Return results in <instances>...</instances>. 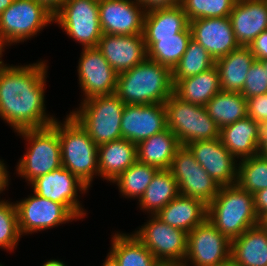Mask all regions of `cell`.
<instances>
[{"mask_svg":"<svg viewBox=\"0 0 267 266\" xmlns=\"http://www.w3.org/2000/svg\"><path fill=\"white\" fill-rule=\"evenodd\" d=\"M46 60L29 65L4 63L0 68V118L14 132L45 128L57 119L46 113Z\"/></svg>","mask_w":267,"mask_h":266,"instance_id":"6da1fadb","label":"cell"},{"mask_svg":"<svg viewBox=\"0 0 267 266\" xmlns=\"http://www.w3.org/2000/svg\"><path fill=\"white\" fill-rule=\"evenodd\" d=\"M172 70L146 59L118 74L115 94L132 105L164 104L173 94Z\"/></svg>","mask_w":267,"mask_h":266,"instance_id":"7a4b0ae2","label":"cell"},{"mask_svg":"<svg viewBox=\"0 0 267 266\" xmlns=\"http://www.w3.org/2000/svg\"><path fill=\"white\" fill-rule=\"evenodd\" d=\"M207 220L230 240L260 224L254 195L237 184L220 186L217 196L208 204Z\"/></svg>","mask_w":267,"mask_h":266,"instance_id":"3957f363","label":"cell"},{"mask_svg":"<svg viewBox=\"0 0 267 266\" xmlns=\"http://www.w3.org/2000/svg\"><path fill=\"white\" fill-rule=\"evenodd\" d=\"M52 125L58 130L62 166L91 188L99 176L98 146L70 113Z\"/></svg>","mask_w":267,"mask_h":266,"instance_id":"277c9868","label":"cell"},{"mask_svg":"<svg viewBox=\"0 0 267 266\" xmlns=\"http://www.w3.org/2000/svg\"><path fill=\"white\" fill-rule=\"evenodd\" d=\"M78 105L69 113L97 146L122 138L121 121L126 104L115 93L93 96Z\"/></svg>","mask_w":267,"mask_h":266,"instance_id":"5b68a950","label":"cell"},{"mask_svg":"<svg viewBox=\"0 0 267 266\" xmlns=\"http://www.w3.org/2000/svg\"><path fill=\"white\" fill-rule=\"evenodd\" d=\"M16 133L26 141L27 148L15 171L28 184L62 166L58 130L53 125Z\"/></svg>","mask_w":267,"mask_h":266,"instance_id":"8992f818","label":"cell"},{"mask_svg":"<svg viewBox=\"0 0 267 266\" xmlns=\"http://www.w3.org/2000/svg\"><path fill=\"white\" fill-rule=\"evenodd\" d=\"M54 15L35 0H13L0 14V45L9 47L37 37Z\"/></svg>","mask_w":267,"mask_h":266,"instance_id":"52a82bcc","label":"cell"},{"mask_svg":"<svg viewBox=\"0 0 267 266\" xmlns=\"http://www.w3.org/2000/svg\"><path fill=\"white\" fill-rule=\"evenodd\" d=\"M167 126L181 145L219 138L220 129L209 116L206 106L179 99L174 93L164 103Z\"/></svg>","mask_w":267,"mask_h":266,"instance_id":"ba28073f","label":"cell"},{"mask_svg":"<svg viewBox=\"0 0 267 266\" xmlns=\"http://www.w3.org/2000/svg\"><path fill=\"white\" fill-rule=\"evenodd\" d=\"M82 48L97 47L102 37L99 0H67L54 14V22Z\"/></svg>","mask_w":267,"mask_h":266,"instance_id":"9c48e42d","label":"cell"},{"mask_svg":"<svg viewBox=\"0 0 267 266\" xmlns=\"http://www.w3.org/2000/svg\"><path fill=\"white\" fill-rule=\"evenodd\" d=\"M147 218L149 220L132 233L161 264H183L188 233L169 226L156 215Z\"/></svg>","mask_w":267,"mask_h":266,"instance_id":"30bf717a","label":"cell"},{"mask_svg":"<svg viewBox=\"0 0 267 266\" xmlns=\"http://www.w3.org/2000/svg\"><path fill=\"white\" fill-rule=\"evenodd\" d=\"M230 256L231 240L208 220L188 233L184 266H230Z\"/></svg>","mask_w":267,"mask_h":266,"instance_id":"8fae6325","label":"cell"},{"mask_svg":"<svg viewBox=\"0 0 267 266\" xmlns=\"http://www.w3.org/2000/svg\"><path fill=\"white\" fill-rule=\"evenodd\" d=\"M29 185L35 194L62 204L77 220L87 216L78 192L84 195L90 188L63 166L37 177Z\"/></svg>","mask_w":267,"mask_h":266,"instance_id":"7c38bea8","label":"cell"},{"mask_svg":"<svg viewBox=\"0 0 267 266\" xmlns=\"http://www.w3.org/2000/svg\"><path fill=\"white\" fill-rule=\"evenodd\" d=\"M15 205L21 236L46 231L60 224L77 220L62 204L41 197L34 192L15 201Z\"/></svg>","mask_w":267,"mask_h":266,"instance_id":"4fadbf2b","label":"cell"},{"mask_svg":"<svg viewBox=\"0 0 267 266\" xmlns=\"http://www.w3.org/2000/svg\"><path fill=\"white\" fill-rule=\"evenodd\" d=\"M176 179L179 193L199 199L208 205L218 194L220 186L195 160L186 146H181L169 169Z\"/></svg>","mask_w":267,"mask_h":266,"instance_id":"5bb4252c","label":"cell"},{"mask_svg":"<svg viewBox=\"0 0 267 266\" xmlns=\"http://www.w3.org/2000/svg\"><path fill=\"white\" fill-rule=\"evenodd\" d=\"M77 68L78 84L83 93L81 101L116 92L118 73L97 47L82 48Z\"/></svg>","mask_w":267,"mask_h":266,"instance_id":"9a60e30c","label":"cell"},{"mask_svg":"<svg viewBox=\"0 0 267 266\" xmlns=\"http://www.w3.org/2000/svg\"><path fill=\"white\" fill-rule=\"evenodd\" d=\"M185 146L219 186L237 183L239 160L221 143L220 138L195 141Z\"/></svg>","mask_w":267,"mask_h":266,"instance_id":"2e32d148","label":"cell"},{"mask_svg":"<svg viewBox=\"0 0 267 266\" xmlns=\"http://www.w3.org/2000/svg\"><path fill=\"white\" fill-rule=\"evenodd\" d=\"M164 104H126L122 114L121 135L135 144L167 129Z\"/></svg>","mask_w":267,"mask_h":266,"instance_id":"e0dca14e","label":"cell"},{"mask_svg":"<svg viewBox=\"0 0 267 266\" xmlns=\"http://www.w3.org/2000/svg\"><path fill=\"white\" fill-rule=\"evenodd\" d=\"M145 10L135 0H99L103 34H143Z\"/></svg>","mask_w":267,"mask_h":266,"instance_id":"ac0fdd59","label":"cell"},{"mask_svg":"<svg viewBox=\"0 0 267 266\" xmlns=\"http://www.w3.org/2000/svg\"><path fill=\"white\" fill-rule=\"evenodd\" d=\"M97 48L118 74L130 70L147 59L143 34H102Z\"/></svg>","mask_w":267,"mask_h":266,"instance_id":"d6986e66","label":"cell"},{"mask_svg":"<svg viewBox=\"0 0 267 266\" xmlns=\"http://www.w3.org/2000/svg\"><path fill=\"white\" fill-rule=\"evenodd\" d=\"M192 38L216 61L238 48L231 20L228 17L202 18L189 21Z\"/></svg>","mask_w":267,"mask_h":266,"instance_id":"ffe728a7","label":"cell"},{"mask_svg":"<svg viewBox=\"0 0 267 266\" xmlns=\"http://www.w3.org/2000/svg\"><path fill=\"white\" fill-rule=\"evenodd\" d=\"M229 18L238 44L249 46L261 32L267 30V2L236 0Z\"/></svg>","mask_w":267,"mask_h":266,"instance_id":"44dd1931","label":"cell"},{"mask_svg":"<svg viewBox=\"0 0 267 266\" xmlns=\"http://www.w3.org/2000/svg\"><path fill=\"white\" fill-rule=\"evenodd\" d=\"M260 124L246 116L220 129L221 143L239 161L258 155Z\"/></svg>","mask_w":267,"mask_h":266,"instance_id":"7402d4cb","label":"cell"},{"mask_svg":"<svg viewBox=\"0 0 267 266\" xmlns=\"http://www.w3.org/2000/svg\"><path fill=\"white\" fill-rule=\"evenodd\" d=\"M207 213L208 205L204 202L179 194L163 207L156 216L169 226L189 233L207 220Z\"/></svg>","mask_w":267,"mask_h":266,"instance_id":"603a6c76","label":"cell"},{"mask_svg":"<svg viewBox=\"0 0 267 266\" xmlns=\"http://www.w3.org/2000/svg\"><path fill=\"white\" fill-rule=\"evenodd\" d=\"M137 161V144L120 138L98 146L99 177L113 182Z\"/></svg>","mask_w":267,"mask_h":266,"instance_id":"cb8c5ba5","label":"cell"},{"mask_svg":"<svg viewBox=\"0 0 267 266\" xmlns=\"http://www.w3.org/2000/svg\"><path fill=\"white\" fill-rule=\"evenodd\" d=\"M230 266H267V231L260 224L231 240Z\"/></svg>","mask_w":267,"mask_h":266,"instance_id":"d4e9b609","label":"cell"},{"mask_svg":"<svg viewBox=\"0 0 267 266\" xmlns=\"http://www.w3.org/2000/svg\"><path fill=\"white\" fill-rule=\"evenodd\" d=\"M254 61L255 57L249 46H239L216 60L221 91L241 92L247 72Z\"/></svg>","mask_w":267,"mask_h":266,"instance_id":"484cf974","label":"cell"},{"mask_svg":"<svg viewBox=\"0 0 267 266\" xmlns=\"http://www.w3.org/2000/svg\"><path fill=\"white\" fill-rule=\"evenodd\" d=\"M173 93L181 100L206 106L221 91L216 66L209 70L181 80H172Z\"/></svg>","mask_w":267,"mask_h":266,"instance_id":"4316f807","label":"cell"},{"mask_svg":"<svg viewBox=\"0 0 267 266\" xmlns=\"http://www.w3.org/2000/svg\"><path fill=\"white\" fill-rule=\"evenodd\" d=\"M181 146L176 135L167 128L137 144V161L159 170L170 169L173 157Z\"/></svg>","mask_w":267,"mask_h":266,"instance_id":"83f0119b","label":"cell"},{"mask_svg":"<svg viewBox=\"0 0 267 266\" xmlns=\"http://www.w3.org/2000/svg\"><path fill=\"white\" fill-rule=\"evenodd\" d=\"M109 254L119 266H161L162 264L133 233H112Z\"/></svg>","mask_w":267,"mask_h":266,"instance_id":"f1b7e54d","label":"cell"},{"mask_svg":"<svg viewBox=\"0 0 267 266\" xmlns=\"http://www.w3.org/2000/svg\"><path fill=\"white\" fill-rule=\"evenodd\" d=\"M179 194L178 184L172 172L169 169H160L137 204L141 211L149 213L148 215H156Z\"/></svg>","mask_w":267,"mask_h":266,"instance_id":"f546056e","label":"cell"},{"mask_svg":"<svg viewBox=\"0 0 267 266\" xmlns=\"http://www.w3.org/2000/svg\"><path fill=\"white\" fill-rule=\"evenodd\" d=\"M189 25L182 6L158 9L145 13L144 38L177 37Z\"/></svg>","mask_w":267,"mask_h":266,"instance_id":"4dcf8cb0","label":"cell"},{"mask_svg":"<svg viewBox=\"0 0 267 266\" xmlns=\"http://www.w3.org/2000/svg\"><path fill=\"white\" fill-rule=\"evenodd\" d=\"M192 38L188 25L177 37L144 38L147 49V59L169 67L171 70L179 63Z\"/></svg>","mask_w":267,"mask_h":266,"instance_id":"1f68e13d","label":"cell"},{"mask_svg":"<svg viewBox=\"0 0 267 266\" xmlns=\"http://www.w3.org/2000/svg\"><path fill=\"white\" fill-rule=\"evenodd\" d=\"M219 129L248 116L246 98L240 92L220 91L206 105Z\"/></svg>","mask_w":267,"mask_h":266,"instance_id":"d6a6232c","label":"cell"},{"mask_svg":"<svg viewBox=\"0 0 267 266\" xmlns=\"http://www.w3.org/2000/svg\"><path fill=\"white\" fill-rule=\"evenodd\" d=\"M158 170L155 166L136 161L111 183L117 185L119 195L123 198H136L139 201Z\"/></svg>","mask_w":267,"mask_h":266,"instance_id":"836d02e7","label":"cell"},{"mask_svg":"<svg viewBox=\"0 0 267 266\" xmlns=\"http://www.w3.org/2000/svg\"><path fill=\"white\" fill-rule=\"evenodd\" d=\"M215 66V60L207 50L193 38L179 63L172 70V80H181L205 72Z\"/></svg>","mask_w":267,"mask_h":266,"instance_id":"e575fe53","label":"cell"},{"mask_svg":"<svg viewBox=\"0 0 267 266\" xmlns=\"http://www.w3.org/2000/svg\"><path fill=\"white\" fill-rule=\"evenodd\" d=\"M253 195L267 188V157L255 155L238 162L237 183Z\"/></svg>","mask_w":267,"mask_h":266,"instance_id":"d590c367","label":"cell"},{"mask_svg":"<svg viewBox=\"0 0 267 266\" xmlns=\"http://www.w3.org/2000/svg\"><path fill=\"white\" fill-rule=\"evenodd\" d=\"M22 238L19 226L16 205L6 199L0 200V249L7 252L14 251Z\"/></svg>","mask_w":267,"mask_h":266,"instance_id":"8d00e7d4","label":"cell"},{"mask_svg":"<svg viewBox=\"0 0 267 266\" xmlns=\"http://www.w3.org/2000/svg\"><path fill=\"white\" fill-rule=\"evenodd\" d=\"M236 0H182L188 21L202 18L228 17Z\"/></svg>","mask_w":267,"mask_h":266,"instance_id":"74e56055","label":"cell"},{"mask_svg":"<svg viewBox=\"0 0 267 266\" xmlns=\"http://www.w3.org/2000/svg\"><path fill=\"white\" fill-rule=\"evenodd\" d=\"M240 93L246 99L256 95L267 94V71L260 61L255 60L250 66Z\"/></svg>","mask_w":267,"mask_h":266,"instance_id":"f35d334b","label":"cell"},{"mask_svg":"<svg viewBox=\"0 0 267 266\" xmlns=\"http://www.w3.org/2000/svg\"><path fill=\"white\" fill-rule=\"evenodd\" d=\"M247 113L250 118L261 124L267 119V94L246 99Z\"/></svg>","mask_w":267,"mask_h":266,"instance_id":"ab89813d","label":"cell"},{"mask_svg":"<svg viewBox=\"0 0 267 266\" xmlns=\"http://www.w3.org/2000/svg\"><path fill=\"white\" fill-rule=\"evenodd\" d=\"M144 10L145 13L158 10L181 6L182 0H135Z\"/></svg>","mask_w":267,"mask_h":266,"instance_id":"60d3db41","label":"cell"},{"mask_svg":"<svg viewBox=\"0 0 267 266\" xmlns=\"http://www.w3.org/2000/svg\"><path fill=\"white\" fill-rule=\"evenodd\" d=\"M255 60L267 59V30L261 32L249 45Z\"/></svg>","mask_w":267,"mask_h":266,"instance_id":"b9f144b4","label":"cell"},{"mask_svg":"<svg viewBox=\"0 0 267 266\" xmlns=\"http://www.w3.org/2000/svg\"><path fill=\"white\" fill-rule=\"evenodd\" d=\"M255 210L261 219L267 214V188L260 190L254 194Z\"/></svg>","mask_w":267,"mask_h":266,"instance_id":"7bdbcfd3","label":"cell"},{"mask_svg":"<svg viewBox=\"0 0 267 266\" xmlns=\"http://www.w3.org/2000/svg\"><path fill=\"white\" fill-rule=\"evenodd\" d=\"M8 166L4 163L3 159H0V195L7 190L10 183V175L9 171L7 170Z\"/></svg>","mask_w":267,"mask_h":266,"instance_id":"ee69618b","label":"cell"},{"mask_svg":"<svg viewBox=\"0 0 267 266\" xmlns=\"http://www.w3.org/2000/svg\"><path fill=\"white\" fill-rule=\"evenodd\" d=\"M35 1L42 4L47 10H49L54 15L67 0H35Z\"/></svg>","mask_w":267,"mask_h":266,"instance_id":"f6af8a7d","label":"cell"},{"mask_svg":"<svg viewBox=\"0 0 267 266\" xmlns=\"http://www.w3.org/2000/svg\"><path fill=\"white\" fill-rule=\"evenodd\" d=\"M258 155L267 157V129H260Z\"/></svg>","mask_w":267,"mask_h":266,"instance_id":"bcb514c9","label":"cell"},{"mask_svg":"<svg viewBox=\"0 0 267 266\" xmlns=\"http://www.w3.org/2000/svg\"><path fill=\"white\" fill-rule=\"evenodd\" d=\"M60 259H50L44 262L41 266H68Z\"/></svg>","mask_w":267,"mask_h":266,"instance_id":"7dc6e473","label":"cell"},{"mask_svg":"<svg viewBox=\"0 0 267 266\" xmlns=\"http://www.w3.org/2000/svg\"><path fill=\"white\" fill-rule=\"evenodd\" d=\"M101 266H119L118 262L108 253Z\"/></svg>","mask_w":267,"mask_h":266,"instance_id":"c3c4849f","label":"cell"},{"mask_svg":"<svg viewBox=\"0 0 267 266\" xmlns=\"http://www.w3.org/2000/svg\"><path fill=\"white\" fill-rule=\"evenodd\" d=\"M13 0H0V14L6 10L11 4Z\"/></svg>","mask_w":267,"mask_h":266,"instance_id":"681fc988","label":"cell"},{"mask_svg":"<svg viewBox=\"0 0 267 266\" xmlns=\"http://www.w3.org/2000/svg\"><path fill=\"white\" fill-rule=\"evenodd\" d=\"M260 225L267 231V214L260 219Z\"/></svg>","mask_w":267,"mask_h":266,"instance_id":"f907efd6","label":"cell"},{"mask_svg":"<svg viewBox=\"0 0 267 266\" xmlns=\"http://www.w3.org/2000/svg\"><path fill=\"white\" fill-rule=\"evenodd\" d=\"M2 52H5V47L0 45V68L4 64V60L2 59V57H3V53Z\"/></svg>","mask_w":267,"mask_h":266,"instance_id":"816d5d0a","label":"cell"},{"mask_svg":"<svg viewBox=\"0 0 267 266\" xmlns=\"http://www.w3.org/2000/svg\"><path fill=\"white\" fill-rule=\"evenodd\" d=\"M261 128L260 129H267V119L264 120L261 124H260Z\"/></svg>","mask_w":267,"mask_h":266,"instance_id":"f5cc1de1","label":"cell"},{"mask_svg":"<svg viewBox=\"0 0 267 266\" xmlns=\"http://www.w3.org/2000/svg\"><path fill=\"white\" fill-rule=\"evenodd\" d=\"M263 64L264 69L267 71V59L260 61Z\"/></svg>","mask_w":267,"mask_h":266,"instance_id":"db71d44e","label":"cell"},{"mask_svg":"<svg viewBox=\"0 0 267 266\" xmlns=\"http://www.w3.org/2000/svg\"><path fill=\"white\" fill-rule=\"evenodd\" d=\"M161 266H184L183 264H162Z\"/></svg>","mask_w":267,"mask_h":266,"instance_id":"11a10c76","label":"cell"}]
</instances>
